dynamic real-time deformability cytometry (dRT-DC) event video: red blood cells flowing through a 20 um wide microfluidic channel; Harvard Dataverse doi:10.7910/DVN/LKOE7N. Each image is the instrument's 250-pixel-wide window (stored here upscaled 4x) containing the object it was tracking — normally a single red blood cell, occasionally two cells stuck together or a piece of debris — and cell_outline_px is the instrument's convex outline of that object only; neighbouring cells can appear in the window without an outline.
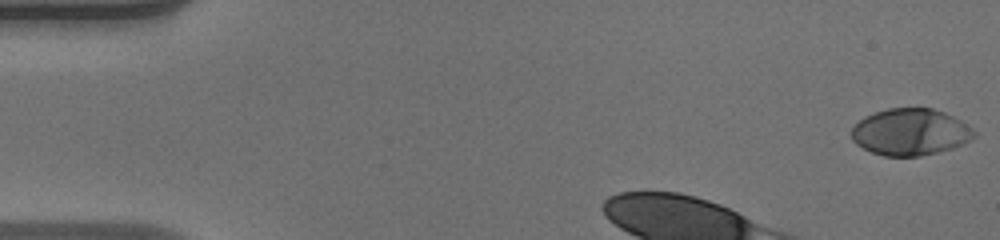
{"species": "human", "species_latin": "Homo sapiens", "temperature_condition": "warm", "stored_images_in_passage": 12, "camera_frame_rate_fps": 3000, "um_per_image_px": 0.085, "donor": {"sex": "male"}, "frame": {"image": 1, "passage_image": 1, "time_ms": 0.0, "image_size_px": [1000, 240], "cell_outline_px": [[976, 136], [964, 144], [952, 148], [920, 156], [884, 156], [872, 152], [856, 144], [852, 140], [852, 128], [864, 116], [888, 108], [932, 108], [944, 112], [960, 120], [972, 128], [976, 132]], "centroid_in_image_um": [77.39, 11.22], "position_along_channel_um": 7.6, "area_um2": 33.29}}